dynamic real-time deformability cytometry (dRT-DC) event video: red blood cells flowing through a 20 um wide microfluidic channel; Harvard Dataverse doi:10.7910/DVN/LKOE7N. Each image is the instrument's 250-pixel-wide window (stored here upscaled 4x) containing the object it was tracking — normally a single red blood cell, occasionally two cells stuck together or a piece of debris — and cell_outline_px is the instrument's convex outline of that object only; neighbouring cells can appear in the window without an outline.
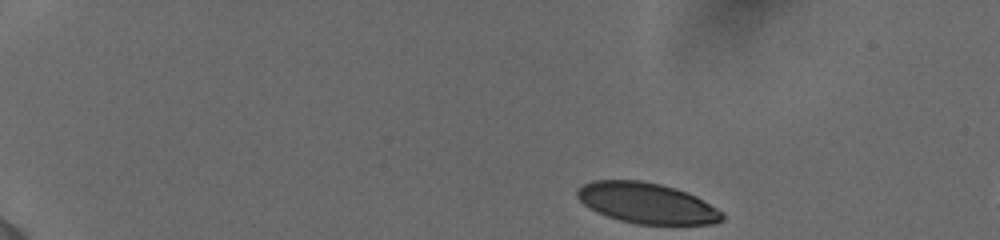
{"species": "human", "species_latin": "Homo sapiens", "temperature_condition": "cold", "stored_images_in_passage": 3, "camera_frame_rate_fps": 3000, "um_per_image_px": 0.085, "donor": {"sex": "female"}, "frame": {"image": 1, "passage_image": 1, "time_ms": 0.0, "image_size_px": [1000, 240], "cell_outline_px": [[724, 220], [716, 224], [636, 224], [620, 220], [596, 212], [584, 204], [576, 196], [576, 192], [584, 184], [592, 180], [640, 180], [660, 184], [676, 188], [696, 196], [724, 212]], "centroid_in_image_um": [55.01, 17.27], "position_along_channel_um": 30.0, "area_um2": 34.39}}